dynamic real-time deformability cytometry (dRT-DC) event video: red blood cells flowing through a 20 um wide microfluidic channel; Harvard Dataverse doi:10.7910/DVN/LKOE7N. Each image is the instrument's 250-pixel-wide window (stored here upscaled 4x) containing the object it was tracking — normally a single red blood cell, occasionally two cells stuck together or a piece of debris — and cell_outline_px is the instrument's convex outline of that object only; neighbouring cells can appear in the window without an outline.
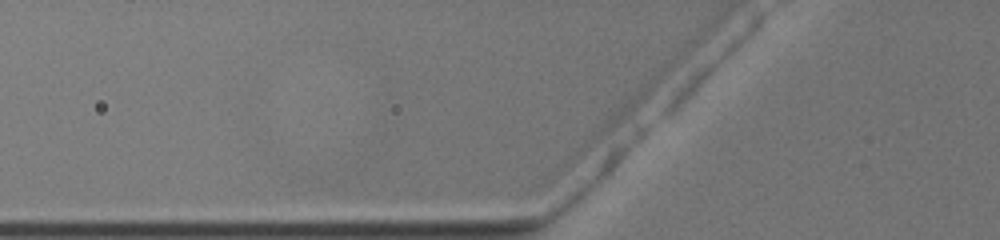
{"species": "common noctule bat (a hibernating species)", "species_latin": "Nyctalus noctula", "temperature_condition": "warm", "stored_images_in_passage": 4, "camera_frame_rate_fps": 3000, "um_per_image_px": 0.085, "animal": {"sex": "female", "body_mass_g": 19.5, "forearm_length_mm": 54.1}, "frame": {"image": 1, "passage_image": 2, "time_ms": 0.333, "image_size_px": [1000, 240], "cell_outline_px": [[504, 148], [484, 156], [460, 160], [344, 160], [332, 148], [380, 140], [504, 144]], "centroid_in_image_um": [35.31, 12.81], "position_along_channel_um": 90.5, "area_um2": 19.65}}